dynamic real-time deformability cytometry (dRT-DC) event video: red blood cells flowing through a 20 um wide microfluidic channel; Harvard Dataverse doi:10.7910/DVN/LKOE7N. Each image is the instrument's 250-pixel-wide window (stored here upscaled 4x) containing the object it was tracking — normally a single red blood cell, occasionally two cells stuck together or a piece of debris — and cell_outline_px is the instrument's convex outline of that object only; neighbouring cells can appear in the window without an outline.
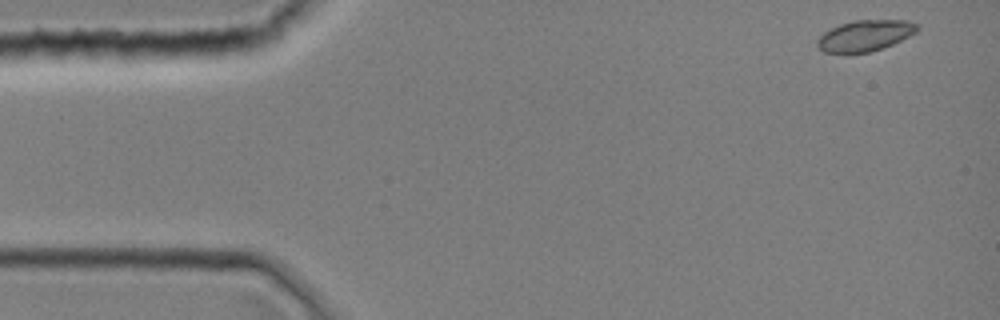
{"species": "common noctule bat (a hibernating species)", "species_latin": "Nyctalus noctula", "temperature_condition": "room temperature", "stored_images_in_passage": 6, "camera_frame_rate_fps": 3000, "um_per_image_px": 0.085, "animal": {"sex": "female", "body_mass_g": 19.0, "forearm_length_mm": 51.5}, "frame": {"image": 1, "passage_image": 1, "time_ms": 0.0, "image_size_px": [1000, 320], "cell_outline_px": [[920, 28], [916, 32], [892, 44], [868, 52], [848, 56], [824, 52], [816, 44], [816, 40], [824, 32], [840, 24], [856, 20], [908, 20], [920, 24]], "centroid_in_image_um": [73.5, 3.05], "position_along_channel_um": 11.5, "area_um2": 18.44}}